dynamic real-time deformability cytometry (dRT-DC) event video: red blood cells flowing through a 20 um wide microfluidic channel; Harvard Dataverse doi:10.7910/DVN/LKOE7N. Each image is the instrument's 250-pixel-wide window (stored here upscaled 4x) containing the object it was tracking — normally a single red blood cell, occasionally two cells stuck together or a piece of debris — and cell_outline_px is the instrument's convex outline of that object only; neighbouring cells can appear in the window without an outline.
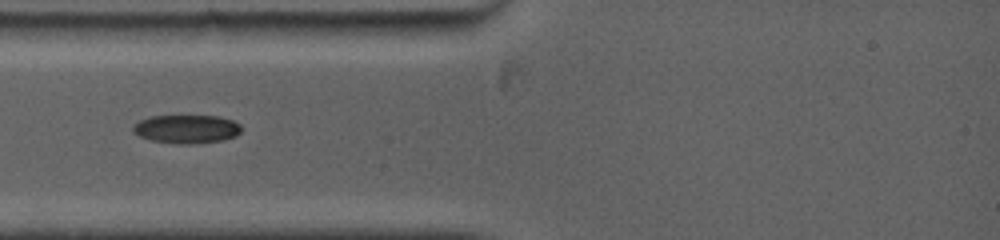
{"species": "common noctule bat (a hibernating species)", "species_latin": "Nyctalus noctula", "temperature_condition": "warm", "stored_images_in_passage": 37, "camera_frame_rate_fps": 5000, "um_per_image_px": 0.085, "animal": {"sex": "female", "body_mass_g": 19.0, "forearm_length_mm": 53.3}, "frame": {"image": 1, "passage_image": 1, "time_ms": 0.0, "image_size_px": [1000, 240], "cell_outline_px": [[240, 132], [236, 136], [224, 140], [192, 144], [176, 144], [152, 140], [140, 136], [132, 132], [132, 128], [140, 120], [148, 116], [216, 116], [232, 120], [240, 124]], "centroid_in_image_um": [15.86, 10.97], "position_along_channel_um": 69.1, "area_um2": 17.98}}
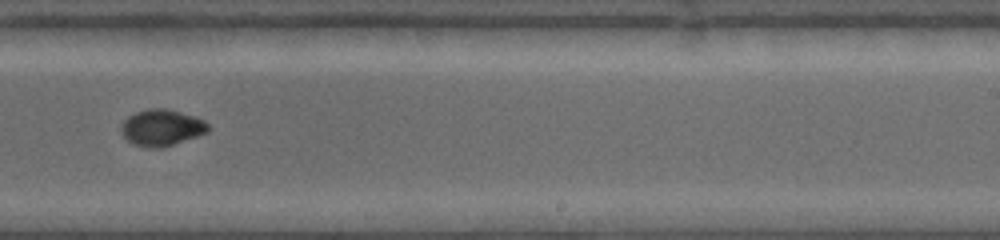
{"frame": {"image": 2, "passage_image": 18, "time_ms": 5.2, "image_size_px": [1000, 240], "cell_outline_px": [[212, 128], [208, 132], [160, 148], [152, 148], [132, 144], [120, 132], [120, 128], [124, 120], [128, 116], [136, 112], [148, 108], [168, 108], [196, 116], [204, 120]], "centroid_in_image_um": [13.75, 10.83], "position_along_channel_um": 275.3, "area_um2": 18.55}}
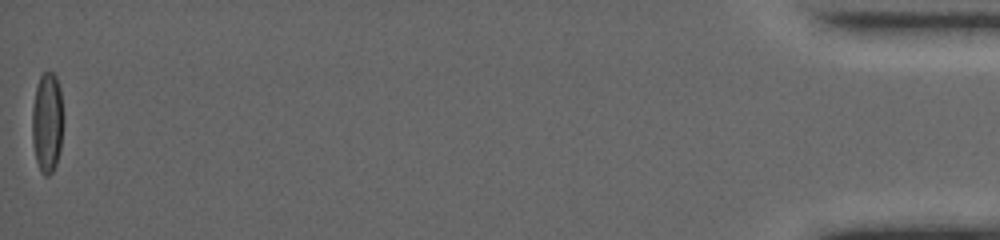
{"frame": {"image": 3, "passage_image": 37, "time_ms": 13.2, "image_size_px": [1000, 240], "cell_outline_px": [[60, 148], [56, 164], [52, 172], [48, 176], [44, 176], [40, 172], [36, 160], [32, 144], [32, 108], [36, 88], [40, 76], [44, 72], [52, 72], [56, 76], [60, 88]], "centroid_in_image_um": [3.96, 10.44], "position_along_channel_um": 431.2, "area_um2": 17.69}}